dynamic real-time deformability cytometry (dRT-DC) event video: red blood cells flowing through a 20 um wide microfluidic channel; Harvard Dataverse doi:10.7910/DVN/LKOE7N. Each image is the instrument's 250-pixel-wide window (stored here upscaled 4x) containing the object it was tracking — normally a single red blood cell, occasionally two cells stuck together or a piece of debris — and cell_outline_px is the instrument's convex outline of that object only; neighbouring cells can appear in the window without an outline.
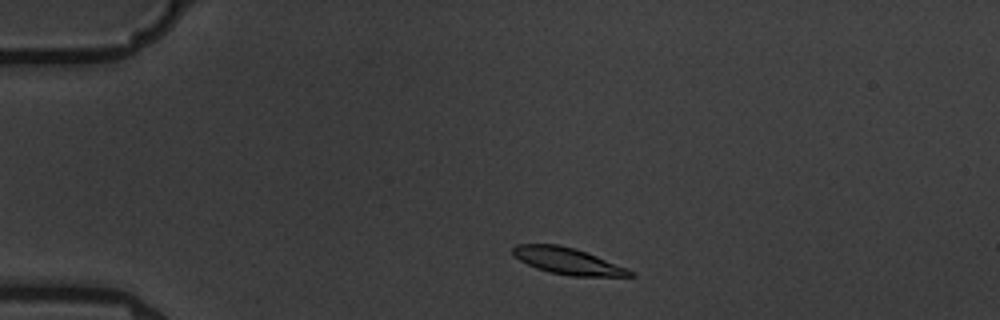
{"species": "common noctule bat (a hibernating species)", "species_latin": "Nyctalus noctula", "temperature_condition": "warm", "stored_images_in_passage": 8, "camera_frame_rate_fps": 3000, "um_per_image_px": 0.085, "animal": {"sex": "male", "body_mass_g": 19.5, "forearm_length_mm": 54.6}, "frame": {"image": 1, "passage_image": 1, "time_ms": 0.0, "image_size_px": [1000, 320], "cell_outline_px": [[636, 276], [572, 276], [548, 272], [536, 268], [520, 260], [512, 252], [512, 248], [516, 244], [560, 244], [596, 256], [636, 272]], "centroid_in_image_um": [48.24, 22.19], "position_along_channel_um": 36.8, "area_um2": 17.86}}
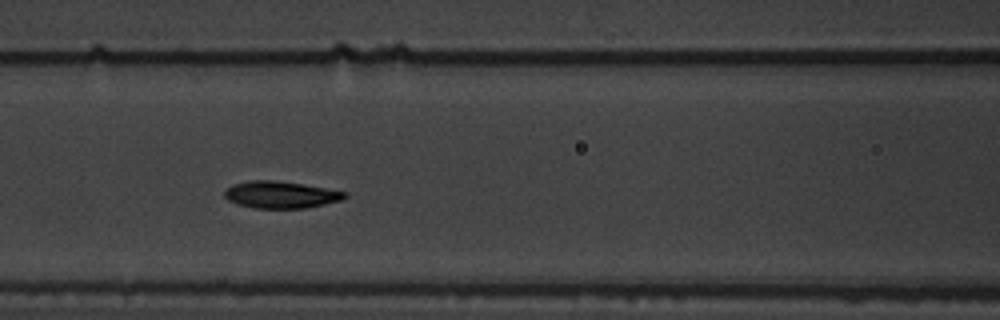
{"frame": {"image": 2, "passage_image": 5, "time_ms": 4.333, "image_size_px": [1000, 320], "cell_outline_px": [[348, 196], [344, 200], [308, 208], [252, 208], [236, 204], [228, 200], [224, 196], [224, 192], [232, 184], [252, 180], [272, 180], [304, 184], [348, 192]], "centroid_in_image_um": [23.9, 16.56], "position_along_channel_um": 142.7, "area_um2": 19.13}}
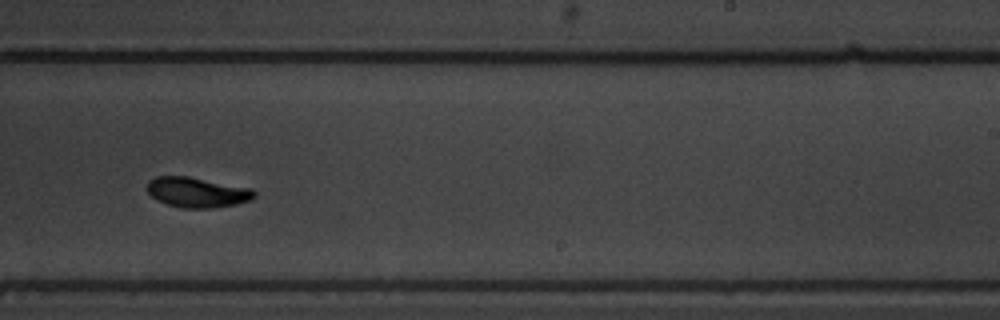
{"frame": {"image": 3, "passage_image": 8, "time_ms": 8.0, "image_size_px": [1000, 320], "cell_outline_px": [[256, 196], [252, 200], [236, 204], [212, 208], [180, 208], [156, 200], [148, 192], [148, 180], [156, 176], [188, 176], [252, 188], [256, 192]], "centroid_in_image_um": [16.78, 16.34], "position_along_channel_um": 272.2, "area_um2": 18.96}}